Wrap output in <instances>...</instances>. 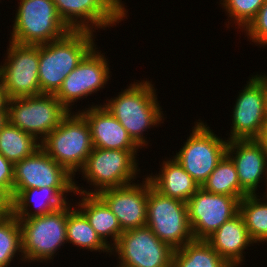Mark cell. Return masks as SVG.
<instances>
[{
    "label": "cell",
    "mask_w": 267,
    "mask_h": 267,
    "mask_svg": "<svg viewBox=\"0 0 267 267\" xmlns=\"http://www.w3.org/2000/svg\"><path fill=\"white\" fill-rule=\"evenodd\" d=\"M205 191L219 195L243 198L248 194L241 188L235 163L226 154L201 186Z\"/></svg>",
    "instance_id": "27"
},
{
    "label": "cell",
    "mask_w": 267,
    "mask_h": 267,
    "mask_svg": "<svg viewBox=\"0 0 267 267\" xmlns=\"http://www.w3.org/2000/svg\"><path fill=\"white\" fill-rule=\"evenodd\" d=\"M142 183L102 190L97 195L117 217L122 231L146 226L149 178Z\"/></svg>",
    "instance_id": "17"
},
{
    "label": "cell",
    "mask_w": 267,
    "mask_h": 267,
    "mask_svg": "<svg viewBox=\"0 0 267 267\" xmlns=\"http://www.w3.org/2000/svg\"><path fill=\"white\" fill-rule=\"evenodd\" d=\"M39 148L40 142L9 122L0 131V153L15 164L32 156Z\"/></svg>",
    "instance_id": "26"
},
{
    "label": "cell",
    "mask_w": 267,
    "mask_h": 267,
    "mask_svg": "<svg viewBox=\"0 0 267 267\" xmlns=\"http://www.w3.org/2000/svg\"><path fill=\"white\" fill-rule=\"evenodd\" d=\"M266 187H267V182H266ZM266 190H267V188H266ZM262 195H264V198H266L267 199V191L265 192V193H263Z\"/></svg>",
    "instance_id": "37"
},
{
    "label": "cell",
    "mask_w": 267,
    "mask_h": 267,
    "mask_svg": "<svg viewBox=\"0 0 267 267\" xmlns=\"http://www.w3.org/2000/svg\"><path fill=\"white\" fill-rule=\"evenodd\" d=\"M8 122V110H0V131Z\"/></svg>",
    "instance_id": "36"
},
{
    "label": "cell",
    "mask_w": 267,
    "mask_h": 267,
    "mask_svg": "<svg viewBox=\"0 0 267 267\" xmlns=\"http://www.w3.org/2000/svg\"><path fill=\"white\" fill-rule=\"evenodd\" d=\"M245 31L247 38L255 45H267V1L257 12L255 18L249 23V25L243 30Z\"/></svg>",
    "instance_id": "31"
},
{
    "label": "cell",
    "mask_w": 267,
    "mask_h": 267,
    "mask_svg": "<svg viewBox=\"0 0 267 267\" xmlns=\"http://www.w3.org/2000/svg\"><path fill=\"white\" fill-rule=\"evenodd\" d=\"M14 164L0 153V186L13 195Z\"/></svg>",
    "instance_id": "32"
},
{
    "label": "cell",
    "mask_w": 267,
    "mask_h": 267,
    "mask_svg": "<svg viewBox=\"0 0 267 267\" xmlns=\"http://www.w3.org/2000/svg\"><path fill=\"white\" fill-rule=\"evenodd\" d=\"M70 205L68 202L67 242L91 252H107L106 254L109 253L110 256L112 254L110 247L101 240L87 218L76 207L73 209Z\"/></svg>",
    "instance_id": "24"
},
{
    "label": "cell",
    "mask_w": 267,
    "mask_h": 267,
    "mask_svg": "<svg viewBox=\"0 0 267 267\" xmlns=\"http://www.w3.org/2000/svg\"><path fill=\"white\" fill-rule=\"evenodd\" d=\"M138 151L94 147L84 167L79 171L87 183L93 186L94 191L93 188L87 191L75 182V192L98 194L105 189L134 183L140 172L136 159Z\"/></svg>",
    "instance_id": "3"
},
{
    "label": "cell",
    "mask_w": 267,
    "mask_h": 267,
    "mask_svg": "<svg viewBox=\"0 0 267 267\" xmlns=\"http://www.w3.org/2000/svg\"><path fill=\"white\" fill-rule=\"evenodd\" d=\"M172 267H231L206 240L188 242L175 249Z\"/></svg>",
    "instance_id": "25"
},
{
    "label": "cell",
    "mask_w": 267,
    "mask_h": 267,
    "mask_svg": "<svg viewBox=\"0 0 267 267\" xmlns=\"http://www.w3.org/2000/svg\"><path fill=\"white\" fill-rule=\"evenodd\" d=\"M10 101V97L0 81V110H8V104Z\"/></svg>",
    "instance_id": "34"
},
{
    "label": "cell",
    "mask_w": 267,
    "mask_h": 267,
    "mask_svg": "<svg viewBox=\"0 0 267 267\" xmlns=\"http://www.w3.org/2000/svg\"><path fill=\"white\" fill-rule=\"evenodd\" d=\"M198 121L194 122L182 148L172 157L201 187L227 154L228 140L219 138L206 122Z\"/></svg>",
    "instance_id": "8"
},
{
    "label": "cell",
    "mask_w": 267,
    "mask_h": 267,
    "mask_svg": "<svg viewBox=\"0 0 267 267\" xmlns=\"http://www.w3.org/2000/svg\"><path fill=\"white\" fill-rule=\"evenodd\" d=\"M76 194L82 199L73 206H77L101 240L112 249L123 233L117 217L97 194Z\"/></svg>",
    "instance_id": "21"
},
{
    "label": "cell",
    "mask_w": 267,
    "mask_h": 267,
    "mask_svg": "<svg viewBox=\"0 0 267 267\" xmlns=\"http://www.w3.org/2000/svg\"><path fill=\"white\" fill-rule=\"evenodd\" d=\"M59 17L71 30H103L127 19L122 0H52ZM97 28V29H96Z\"/></svg>",
    "instance_id": "14"
},
{
    "label": "cell",
    "mask_w": 267,
    "mask_h": 267,
    "mask_svg": "<svg viewBox=\"0 0 267 267\" xmlns=\"http://www.w3.org/2000/svg\"><path fill=\"white\" fill-rule=\"evenodd\" d=\"M257 140L263 145V148H264V151L267 157V123L264 126L262 133Z\"/></svg>",
    "instance_id": "35"
},
{
    "label": "cell",
    "mask_w": 267,
    "mask_h": 267,
    "mask_svg": "<svg viewBox=\"0 0 267 267\" xmlns=\"http://www.w3.org/2000/svg\"><path fill=\"white\" fill-rule=\"evenodd\" d=\"M93 31L71 30L63 38L39 45L41 94H55L63 80L96 46Z\"/></svg>",
    "instance_id": "2"
},
{
    "label": "cell",
    "mask_w": 267,
    "mask_h": 267,
    "mask_svg": "<svg viewBox=\"0 0 267 267\" xmlns=\"http://www.w3.org/2000/svg\"><path fill=\"white\" fill-rule=\"evenodd\" d=\"M163 160L159 173L147 175L152 186L162 195L185 203L197 192L200 185L184 170L175 158Z\"/></svg>",
    "instance_id": "22"
},
{
    "label": "cell",
    "mask_w": 267,
    "mask_h": 267,
    "mask_svg": "<svg viewBox=\"0 0 267 267\" xmlns=\"http://www.w3.org/2000/svg\"><path fill=\"white\" fill-rule=\"evenodd\" d=\"M10 41L41 45L59 40L71 29L59 17L52 0H19Z\"/></svg>",
    "instance_id": "4"
},
{
    "label": "cell",
    "mask_w": 267,
    "mask_h": 267,
    "mask_svg": "<svg viewBox=\"0 0 267 267\" xmlns=\"http://www.w3.org/2000/svg\"><path fill=\"white\" fill-rule=\"evenodd\" d=\"M12 214V197L0 186V218Z\"/></svg>",
    "instance_id": "33"
},
{
    "label": "cell",
    "mask_w": 267,
    "mask_h": 267,
    "mask_svg": "<svg viewBox=\"0 0 267 267\" xmlns=\"http://www.w3.org/2000/svg\"><path fill=\"white\" fill-rule=\"evenodd\" d=\"M241 198L219 195L200 187L188 200V222L193 239L206 240L239 213Z\"/></svg>",
    "instance_id": "15"
},
{
    "label": "cell",
    "mask_w": 267,
    "mask_h": 267,
    "mask_svg": "<svg viewBox=\"0 0 267 267\" xmlns=\"http://www.w3.org/2000/svg\"><path fill=\"white\" fill-rule=\"evenodd\" d=\"M70 111L54 94L10 99L8 122L41 142Z\"/></svg>",
    "instance_id": "7"
},
{
    "label": "cell",
    "mask_w": 267,
    "mask_h": 267,
    "mask_svg": "<svg viewBox=\"0 0 267 267\" xmlns=\"http://www.w3.org/2000/svg\"><path fill=\"white\" fill-rule=\"evenodd\" d=\"M227 155L235 163L241 188L248 195L259 194L256 192L259 184L264 179V183L267 182V157L263 145L257 139L230 140Z\"/></svg>",
    "instance_id": "18"
},
{
    "label": "cell",
    "mask_w": 267,
    "mask_h": 267,
    "mask_svg": "<svg viewBox=\"0 0 267 267\" xmlns=\"http://www.w3.org/2000/svg\"><path fill=\"white\" fill-rule=\"evenodd\" d=\"M146 225L174 250L193 240L187 203L162 195L153 186L148 189Z\"/></svg>",
    "instance_id": "9"
},
{
    "label": "cell",
    "mask_w": 267,
    "mask_h": 267,
    "mask_svg": "<svg viewBox=\"0 0 267 267\" xmlns=\"http://www.w3.org/2000/svg\"><path fill=\"white\" fill-rule=\"evenodd\" d=\"M251 76L238 92L228 141L258 139L267 123V74Z\"/></svg>",
    "instance_id": "10"
},
{
    "label": "cell",
    "mask_w": 267,
    "mask_h": 267,
    "mask_svg": "<svg viewBox=\"0 0 267 267\" xmlns=\"http://www.w3.org/2000/svg\"><path fill=\"white\" fill-rule=\"evenodd\" d=\"M68 203L50 213L18 219L22 229V257L25 262H46L67 243Z\"/></svg>",
    "instance_id": "6"
},
{
    "label": "cell",
    "mask_w": 267,
    "mask_h": 267,
    "mask_svg": "<svg viewBox=\"0 0 267 267\" xmlns=\"http://www.w3.org/2000/svg\"><path fill=\"white\" fill-rule=\"evenodd\" d=\"M129 85L103 105L123 125L132 140L144 148L148 145L144 131L164 123L163 108L157 101L158 94L152 81L141 80Z\"/></svg>",
    "instance_id": "1"
},
{
    "label": "cell",
    "mask_w": 267,
    "mask_h": 267,
    "mask_svg": "<svg viewBox=\"0 0 267 267\" xmlns=\"http://www.w3.org/2000/svg\"><path fill=\"white\" fill-rule=\"evenodd\" d=\"M22 256V229L13 214L0 218V267H8L15 255Z\"/></svg>",
    "instance_id": "29"
},
{
    "label": "cell",
    "mask_w": 267,
    "mask_h": 267,
    "mask_svg": "<svg viewBox=\"0 0 267 267\" xmlns=\"http://www.w3.org/2000/svg\"><path fill=\"white\" fill-rule=\"evenodd\" d=\"M75 176L58 164L42 148L32 156L14 164L12 199L22 190L29 188H55L66 200L67 193L75 195ZM66 193V194H65Z\"/></svg>",
    "instance_id": "12"
},
{
    "label": "cell",
    "mask_w": 267,
    "mask_h": 267,
    "mask_svg": "<svg viewBox=\"0 0 267 267\" xmlns=\"http://www.w3.org/2000/svg\"><path fill=\"white\" fill-rule=\"evenodd\" d=\"M85 109L78 112L89 125L93 147L117 150L140 149L123 125L104 105L96 104L94 106L93 104Z\"/></svg>",
    "instance_id": "19"
},
{
    "label": "cell",
    "mask_w": 267,
    "mask_h": 267,
    "mask_svg": "<svg viewBox=\"0 0 267 267\" xmlns=\"http://www.w3.org/2000/svg\"><path fill=\"white\" fill-rule=\"evenodd\" d=\"M4 64L0 65V81L10 99L40 95L39 45H23L9 41Z\"/></svg>",
    "instance_id": "13"
},
{
    "label": "cell",
    "mask_w": 267,
    "mask_h": 267,
    "mask_svg": "<svg viewBox=\"0 0 267 267\" xmlns=\"http://www.w3.org/2000/svg\"><path fill=\"white\" fill-rule=\"evenodd\" d=\"M259 197L257 194L247 195L239 202V213L250 238L257 244L267 242V199L263 195Z\"/></svg>",
    "instance_id": "28"
},
{
    "label": "cell",
    "mask_w": 267,
    "mask_h": 267,
    "mask_svg": "<svg viewBox=\"0 0 267 267\" xmlns=\"http://www.w3.org/2000/svg\"><path fill=\"white\" fill-rule=\"evenodd\" d=\"M41 148L73 176L80 171L93 143L86 119L79 112H70L41 142Z\"/></svg>",
    "instance_id": "5"
},
{
    "label": "cell",
    "mask_w": 267,
    "mask_h": 267,
    "mask_svg": "<svg viewBox=\"0 0 267 267\" xmlns=\"http://www.w3.org/2000/svg\"><path fill=\"white\" fill-rule=\"evenodd\" d=\"M97 49L95 46L85 56L78 66L63 80L61 87L54 94L70 112H72L71 107L75 102L105 88L109 81L111 76L109 60Z\"/></svg>",
    "instance_id": "16"
},
{
    "label": "cell",
    "mask_w": 267,
    "mask_h": 267,
    "mask_svg": "<svg viewBox=\"0 0 267 267\" xmlns=\"http://www.w3.org/2000/svg\"><path fill=\"white\" fill-rule=\"evenodd\" d=\"M222 1V2H221ZM220 4L222 9L224 8L228 18H231V22L228 21L226 25L230 28L231 23L235 24L238 29L242 28V31L249 25V23L255 18L257 12L265 3V0H221ZM230 23V24H229Z\"/></svg>",
    "instance_id": "30"
},
{
    "label": "cell",
    "mask_w": 267,
    "mask_h": 267,
    "mask_svg": "<svg viewBox=\"0 0 267 267\" xmlns=\"http://www.w3.org/2000/svg\"><path fill=\"white\" fill-rule=\"evenodd\" d=\"M111 251L119 258L116 267H172L174 249L147 225L123 231Z\"/></svg>",
    "instance_id": "11"
},
{
    "label": "cell",
    "mask_w": 267,
    "mask_h": 267,
    "mask_svg": "<svg viewBox=\"0 0 267 267\" xmlns=\"http://www.w3.org/2000/svg\"><path fill=\"white\" fill-rule=\"evenodd\" d=\"M206 241L231 267L242 265L241 263L245 261L244 250L255 243L250 238L240 213L226 221Z\"/></svg>",
    "instance_id": "20"
},
{
    "label": "cell",
    "mask_w": 267,
    "mask_h": 267,
    "mask_svg": "<svg viewBox=\"0 0 267 267\" xmlns=\"http://www.w3.org/2000/svg\"><path fill=\"white\" fill-rule=\"evenodd\" d=\"M68 202L55 188L24 189L12 199V214L18 219H28L60 209ZM33 208L34 211H31Z\"/></svg>",
    "instance_id": "23"
}]
</instances>
